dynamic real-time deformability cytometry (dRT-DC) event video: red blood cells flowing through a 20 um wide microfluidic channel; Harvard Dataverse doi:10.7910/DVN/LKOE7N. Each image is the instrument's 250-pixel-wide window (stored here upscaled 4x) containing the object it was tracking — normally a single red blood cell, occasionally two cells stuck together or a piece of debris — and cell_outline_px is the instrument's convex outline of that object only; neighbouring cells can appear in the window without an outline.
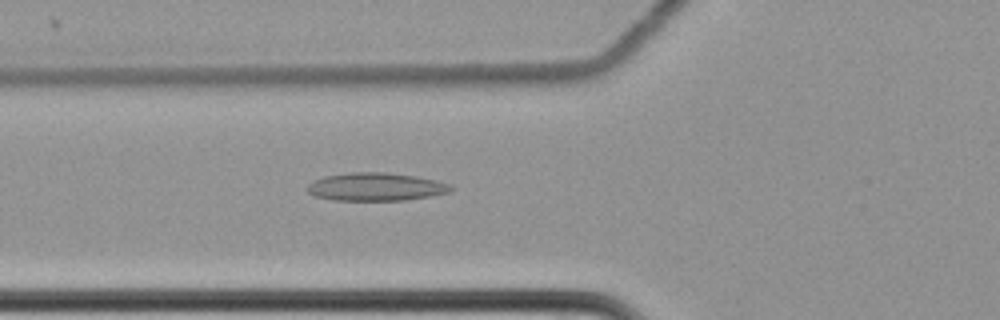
{"species": "common noctule bat (a hibernating species)", "species_latin": "Nyctalus noctula", "temperature_condition": "cold", "stored_images_in_passage": 39, "camera_frame_rate_fps": 3000, "um_per_image_px": 0.085, "animal": {"sex": "female", "body_mass_g": 22.7, "forearm_length_mm": 54.2}, "frame": {"image": 1, "passage_image": 5, "time_ms": 1.333, "image_size_px": [1000, 320], "cell_outline_px": [[452, 188], [448, 192], [428, 196], [404, 200], [332, 200], [316, 196], [308, 192], [304, 188], [308, 184], [324, 176], [348, 172], [384, 172], [416, 176], [448, 184]], "centroid_in_image_um": [31.86, 15.87], "position_along_channel_um": 93.9, "area_um2": 23.18}}
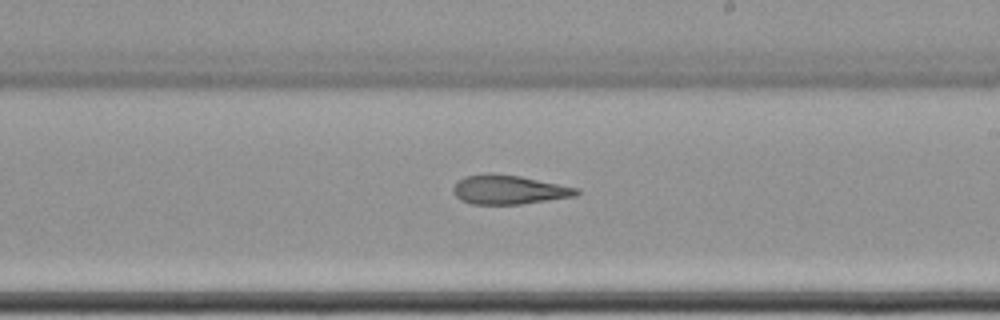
{"frame": {"image": 2, "passage_image": 18, "time_ms": 5.667, "image_size_px": [1000, 320], "cell_outline_px": [[580, 192], [576, 196], [520, 204], [472, 204], [460, 200], [452, 192], [452, 188], [464, 176], [492, 172], [520, 176], [580, 188]], "centroid_in_image_um": [43.25, 16.11], "position_along_channel_um": 245.7, "area_um2": 21.04}}
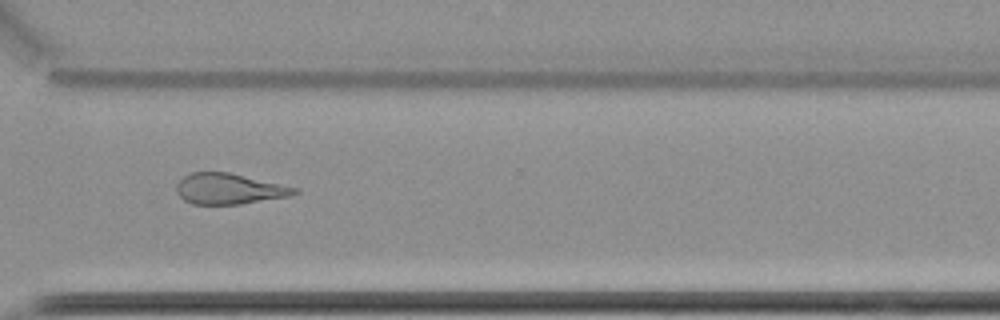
{"frame": {"image": 3, "passage_image": 27, "time_ms": 8.667, "image_size_px": [1000, 320], "cell_outline_px": [[300, 192], [288, 196], [240, 204], [192, 204], [184, 200], [176, 192], [176, 184], [184, 176], [192, 172], [228, 172], [280, 184], [296, 188]], "centroid_in_image_um": [19.42, 16.05], "position_along_channel_um": 351.2, "area_um2": 20.87}, "authors_computed_cell_mechanics": {"area_um2": 21.386, "velocity_mm_per_s": 3.4963, "shape_relaxation_time_tau1_ms": null, "shape_relaxation_time_tau2_ms": 6.423, "deformation_change_tau1": null, "deformation_change_tau2": 0.1781}}